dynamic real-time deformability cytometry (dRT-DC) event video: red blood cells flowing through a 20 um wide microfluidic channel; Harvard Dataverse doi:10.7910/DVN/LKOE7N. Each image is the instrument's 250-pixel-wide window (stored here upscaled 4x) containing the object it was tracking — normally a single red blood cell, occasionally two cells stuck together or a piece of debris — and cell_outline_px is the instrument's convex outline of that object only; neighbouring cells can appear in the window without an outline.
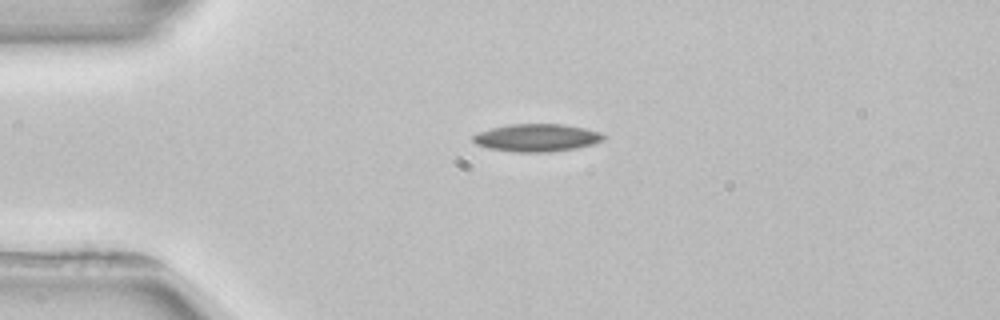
{"species": "common noctule bat (a hibernating species)", "species_latin": "Nyctalus noctula", "temperature_condition": "room temperature", "stored_images_in_passage": 2, "camera_frame_rate_fps": 3000, "um_per_image_px": 0.085, "animal": {"sex": "female", "body_mass_g": 22.7, "forearm_length_mm": 54.2}, "frame": {"image": 1, "passage_image": 1, "time_ms": 0.0, "image_size_px": [1000, 320], "cell_outline_px": [[604, 140], [592, 144], [576, 148], [548, 152], [512, 152], [488, 148], [476, 144], [472, 140], [472, 136], [476, 132], [492, 128], [512, 124], [564, 124], [584, 128], [600, 132], [604, 136]], "centroid_in_image_um": [45.59, 11.71], "position_along_channel_um": 39.4, "area_um2": 21.04}}
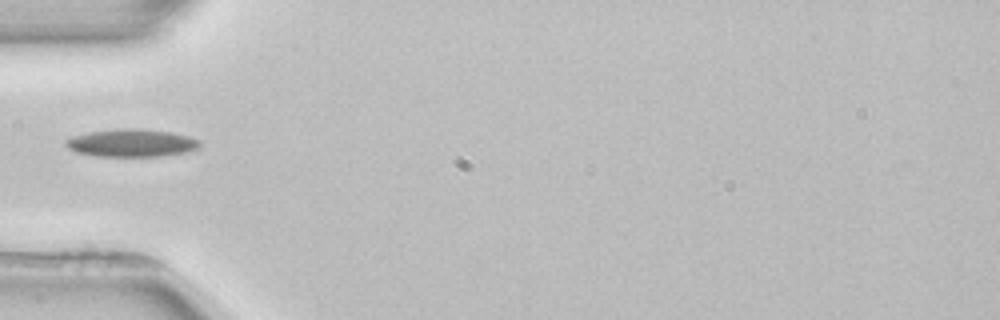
{"frame": {"image": 2, "passage_image": 2, "time_ms": 1.667, "image_size_px": [1000, 320], "cell_outline_px": [[200, 144], [196, 148], [188, 152], [160, 156], [96, 156], [76, 152], [68, 148], [64, 144], [64, 140], [76, 136], [92, 132], [120, 128], [136, 128], [172, 132], [188, 136], [200, 140]], "centroid_in_image_um": [11.19, 12.15], "position_along_channel_um": 73.8, "area_um2": 21.5}}